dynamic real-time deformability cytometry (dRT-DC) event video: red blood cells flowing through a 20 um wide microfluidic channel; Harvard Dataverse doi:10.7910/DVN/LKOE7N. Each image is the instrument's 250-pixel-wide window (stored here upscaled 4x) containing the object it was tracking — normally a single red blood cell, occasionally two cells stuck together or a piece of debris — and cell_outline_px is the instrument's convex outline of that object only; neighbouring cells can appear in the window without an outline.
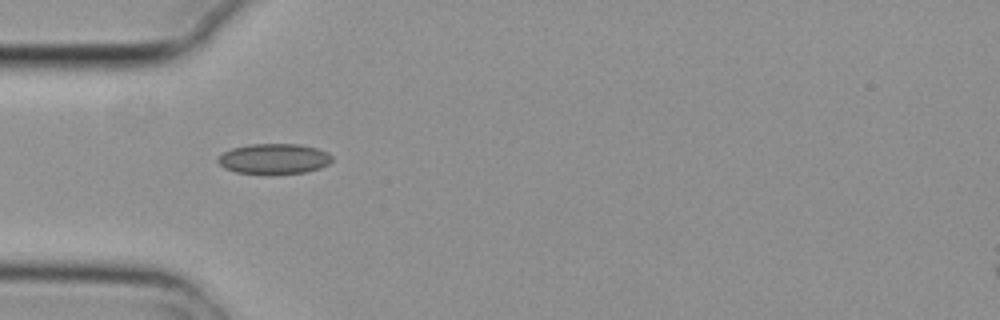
{"species": "common noctule bat (a hibernating species)", "species_latin": "Nyctalus noctula", "temperature_condition": "cold", "stored_images_in_passage": 5, "camera_frame_rate_fps": 3000, "um_per_image_px": 0.085, "animal": {"sex": "female", "body_mass_g": 29.2, "forearm_length_mm": 56.3}, "frame": {"image": 1, "passage_image": 4, "time_ms": 1.0, "image_size_px": [1000, 320], "cell_outline_px": [[332, 160], [328, 164], [320, 168], [304, 172], [272, 176], [264, 176], [236, 172], [224, 168], [216, 160], [224, 152], [232, 148], [248, 144], [300, 144], [316, 148], [328, 152], [332, 156]], "centroid_in_image_um": [23.28, 13.53], "position_along_channel_um": 61.7, "area_um2": 20.75}}
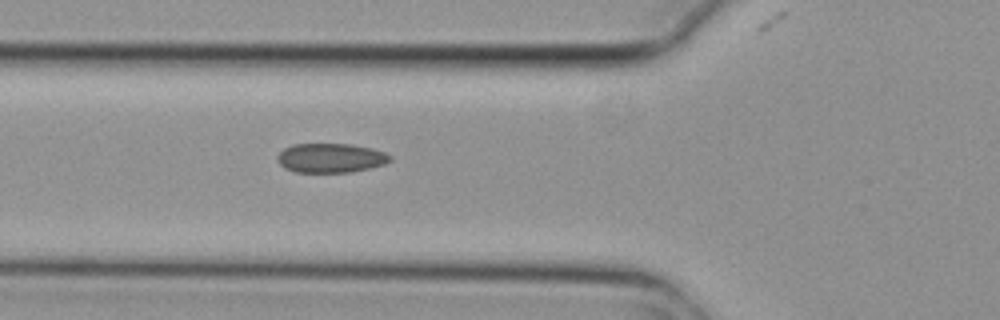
{"frame": {"image": 2, "passage_image": 5, "time_ms": 1.333, "image_size_px": [1000, 320], "cell_outline_px": [[392, 160], [384, 164], [352, 172], [296, 172], [284, 168], [280, 164], [276, 156], [284, 148], [292, 144], [352, 144], [372, 148], [384, 152], [392, 156]], "centroid_in_image_um": [28.11, 13.42], "position_along_channel_um": 97.7, "area_um2": 19.31}}